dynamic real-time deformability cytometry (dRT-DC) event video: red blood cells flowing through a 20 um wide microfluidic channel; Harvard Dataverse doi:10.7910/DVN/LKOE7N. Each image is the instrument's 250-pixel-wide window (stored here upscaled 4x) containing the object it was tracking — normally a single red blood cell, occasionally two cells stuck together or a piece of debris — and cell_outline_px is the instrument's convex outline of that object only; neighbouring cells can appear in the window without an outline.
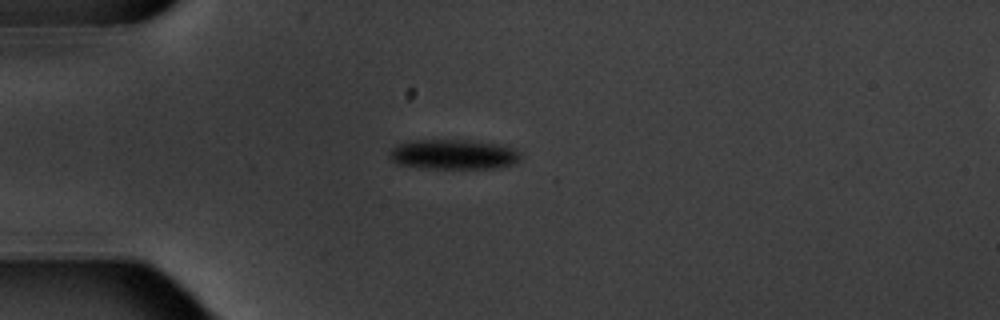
{"species": "common noctule bat (a hibernating species)", "species_latin": "Nyctalus noctula", "temperature_condition": "warm", "stored_images_in_passage": 12, "camera_frame_rate_fps": 3000, "um_per_image_px": 0.085, "animal": {"sex": "male", "body_mass_g": 20.1, "forearm_length_mm": 53.5}, "frame": {"image": 1, "passage_image": 1, "time_ms": 0.0, "image_size_px": [1000, 320], "cell_outline_px": [[520, 156], [512, 164], [500, 168], [424, 168], [396, 164], [388, 156], [388, 152], [396, 144], [408, 140], [468, 140], [500, 144], [516, 148]], "centroid_in_image_um": [38.49, 13.11], "position_along_channel_um": 46.5, "area_um2": 23.06}}
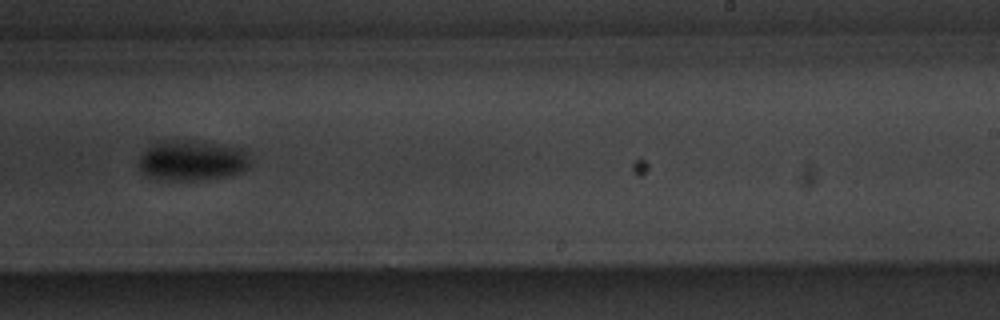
{"frame": {"image": 2, "passage_image": 7, "time_ms": 7.0, "image_size_px": [1000, 320], "cell_outline_px": [[248, 168], [240, 172], [228, 176], [204, 180], [160, 180], [144, 176], [140, 172], [136, 164], [140, 156], [148, 148], [156, 144], [172, 140], [188, 140], [240, 148], [248, 156]], "centroid_in_image_um": [16.25, 13.68], "position_along_channel_um": 272.7, "area_um2": 26.13}}
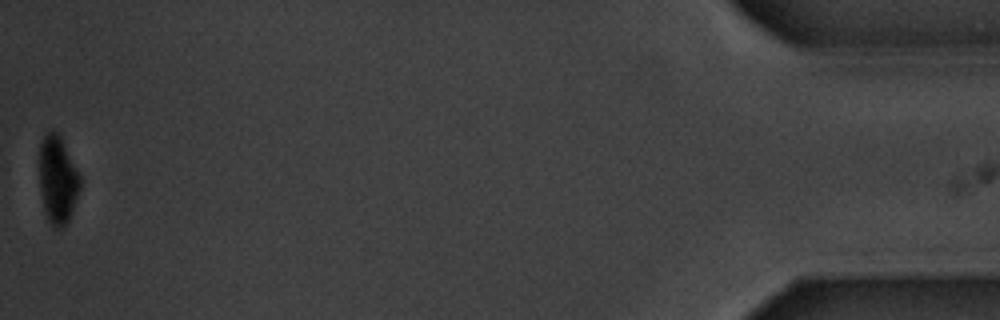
{"frame": {"image": 3, "passage_image": 12, "time_ms": 14.0, "image_size_px": [1000, 320], "cell_outline_px": [[80, 188], [68, 220], [64, 228], [60, 232], [52, 228], [48, 220], [44, 208], [40, 188], [40, 144], [44, 136], [52, 128], [60, 136], [80, 176]], "centroid_in_image_um": [4.89, 15.33], "position_along_channel_um": 430.3, "area_um2": 20.63}, "authors_computed_cell_mechanics": {"area_um2": 25.3164, "velocity_mm_per_s": 3.517, "shape_relaxation_time_tau1_ms": 2.4304, "shape_relaxation_time_tau2_ms": null, "deformation_change_tau1": 0.1105, "deformation_change_tau2": null}}